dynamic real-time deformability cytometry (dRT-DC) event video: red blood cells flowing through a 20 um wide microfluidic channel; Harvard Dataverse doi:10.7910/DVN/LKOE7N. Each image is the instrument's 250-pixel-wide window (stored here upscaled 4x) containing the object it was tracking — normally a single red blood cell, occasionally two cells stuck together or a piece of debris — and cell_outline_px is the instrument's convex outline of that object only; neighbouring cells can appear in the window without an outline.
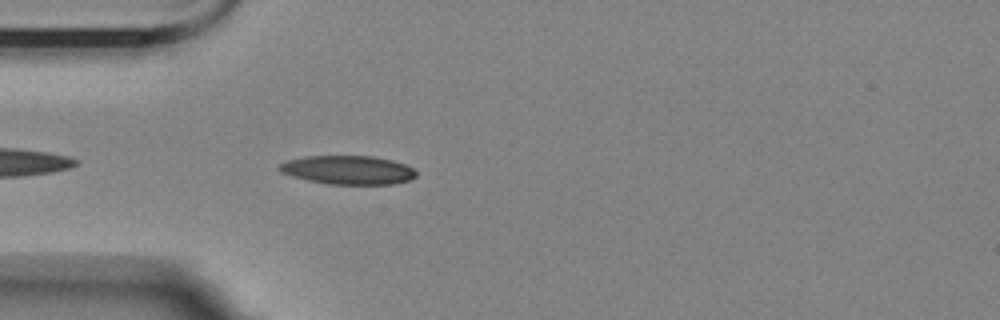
{"species": "Egyptian fruit bat (a non-hibernating species)", "species_latin": "Rousettus aegyptiacus", "temperature_condition": "room temperature", "stored_images_in_passage": 4, "camera_frame_rate_fps": 3000, "um_per_image_px": 0.085, "animal": {"sex": "female"}, "frame": {"image": 1, "passage_image": 4, "time_ms": 4.333, "image_size_px": [1000, 320], "cell_outline_px": [[416, 176], [408, 180], [392, 184], [328, 184], [308, 180], [292, 176], [280, 172], [276, 168], [280, 164], [288, 160], [304, 156], [372, 156], [392, 160], [404, 164], [412, 168], [416, 172]], "centroid_in_image_um": [29.55, 14.44], "position_along_channel_um": 55.5, "area_um2": 22.83}}